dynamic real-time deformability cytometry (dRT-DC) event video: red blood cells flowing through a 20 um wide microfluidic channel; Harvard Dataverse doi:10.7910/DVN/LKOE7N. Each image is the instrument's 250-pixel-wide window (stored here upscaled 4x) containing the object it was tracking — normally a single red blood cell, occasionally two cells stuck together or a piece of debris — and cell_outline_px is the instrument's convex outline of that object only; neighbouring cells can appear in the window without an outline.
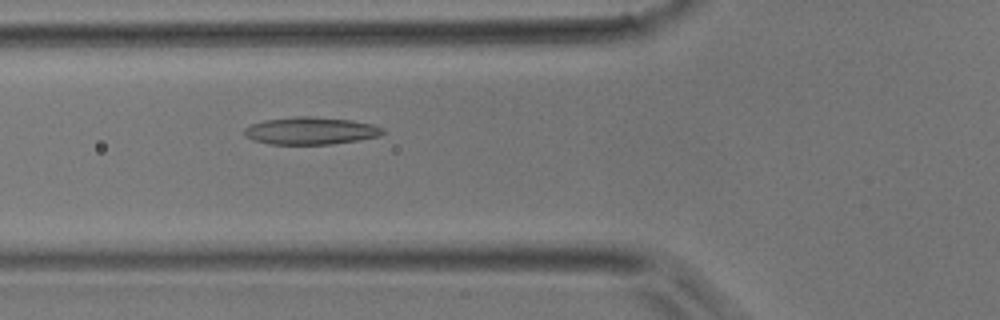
{"species": "common noctule bat (a hibernating species)", "species_latin": "Nyctalus noctula", "temperature_condition": "room temperature", "stored_images_in_passage": 44, "camera_frame_rate_fps": 3000, "um_per_image_px": 0.085, "animal": {"sex": "male", "body_mass_g": 17.9}, "frame": {"image": 1, "passage_image": 16, "time_ms": 5.0, "image_size_px": [1000, 320], "cell_outline_px": [[384, 132], [380, 136], [360, 140], [332, 144], [268, 144], [252, 140], [244, 136], [244, 128], [252, 124], [264, 120], [296, 116], [308, 116], [352, 120], [372, 124], [384, 128]], "centroid_in_image_um": [26.4, 11.12], "position_along_channel_um": 99.4, "area_um2": 22.25}}
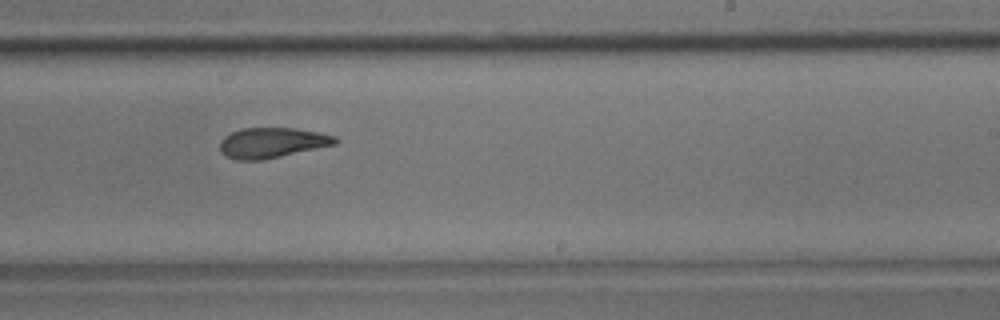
{"frame": {"image": 2, "passage_image": 27, "time_ms": 8.667, "image_size_px": [1000, 320], "cell_outline_px": [[340, 140], [336, 144], [264, 160], [236, 160], [224, 156], [220, 152], [220, 140], [224, 136], [232, 132], [244, 128], [296, 128], [320, 132], [336, 136]], "centroid_in_image_um": [23.12, 12.13], "position_along_channel_um": 265.9, "area_um2": 20.58}}
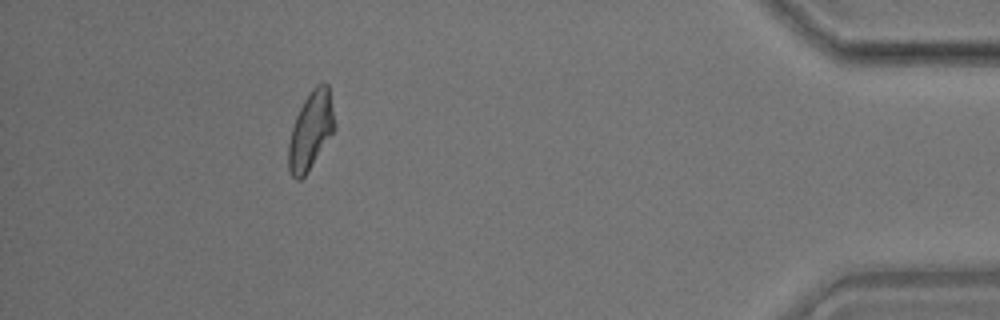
{"frame": {"image": 3, "passage_image": 40, "time_ms": 13.0, "image_size_px": [1000, 320], "cell_outline_px": [[336, 128], [304, 176], [300, 180], [296, 180], [292, 176], [288, 168], [288, 144], [292, 128], [296, 116], [304, 100], [312, 88], [316, 84], [328, 84], [336, 124]], "centroid_in_image_um": [26.41, 11.09], "position_along_channel_um": 408.8, "area_um2": 20.69}}